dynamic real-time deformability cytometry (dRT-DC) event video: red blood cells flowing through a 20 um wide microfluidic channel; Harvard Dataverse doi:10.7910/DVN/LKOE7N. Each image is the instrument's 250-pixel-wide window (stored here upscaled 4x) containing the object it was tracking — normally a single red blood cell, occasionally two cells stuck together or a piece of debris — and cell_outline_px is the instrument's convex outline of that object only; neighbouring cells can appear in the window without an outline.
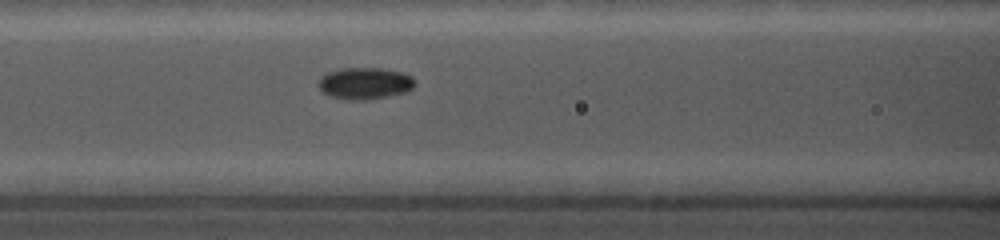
{"species": "common noctule bat (a hibernating species)", "species_latin": "Nyctalus noctula", "temperature_condition": "cold", "stored_images_in_passage": 6, "camera_frame_rate_fps": 5000, "um_per_image_px": 0.085, "animal": {"sex": "female", "body_mass_g": 19.0, "forearm_length_mm": 56.7}, "frame": {"image": 1, "passage_image": 6, "time_ms": 2.6, "image_size_px": [1000, 240], "cell_outline_px": [[412, 84], [408, 88], [376, 96], [340, 96], [328, 92], [320, 88], [320, 80], [328, 72], [340, 68], [380, 68], [400, 72], [412, 76]], "centroid_in_image_um": [30.97, 6.95], "position_along_channel_um": 135.6, "area_um2": 15.43}}